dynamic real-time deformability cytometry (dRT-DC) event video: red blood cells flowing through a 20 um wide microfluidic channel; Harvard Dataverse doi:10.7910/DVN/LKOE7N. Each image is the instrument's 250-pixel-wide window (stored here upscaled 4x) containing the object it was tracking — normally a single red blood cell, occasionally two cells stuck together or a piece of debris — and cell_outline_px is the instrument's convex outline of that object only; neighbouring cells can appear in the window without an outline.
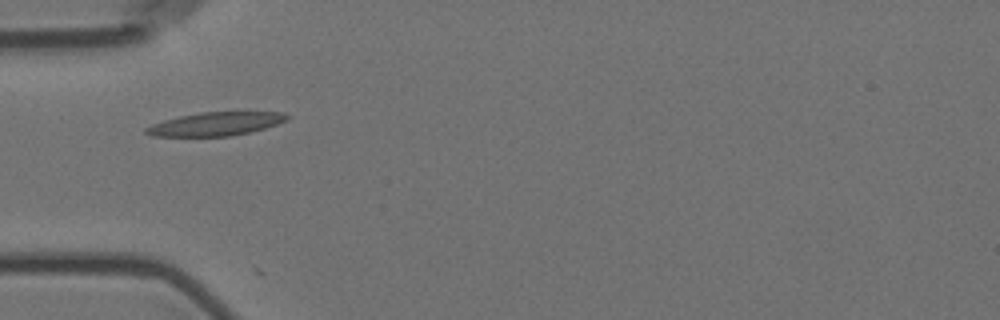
{"species": "Egyptian fruit bat (a non-hibernating species)", "species_latin": "Rousettus aegyptiacus", "temperature_condition": "room temperature", "stored_images_in_passage": 2, "camera_frame_rate_fps": 3000, "um_per_image_px": 0.085, "animal": {"sex": "female"}, "frame": {"image": 1, "passage_image": 1, "time_ms": 0.0, "image_size_px": [1000, 320], "cell_outline_px": [[288, 120], [264, 128], [232, 136], [152, 136], [144, 132], [144, 128], [152, 124], [164, 120], [180, 116], [200, 112], [284, 112], [288, 116]], "centroid_in_image_um": [18.3, 10.53], "position_along_channel_um": 66.7, "area_um2": 19.13}}
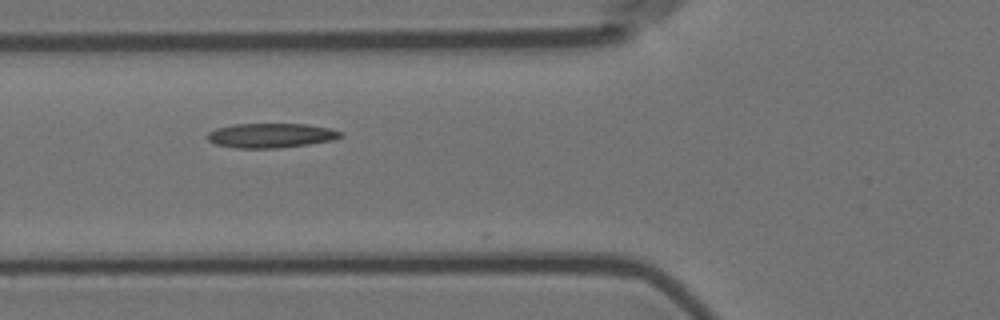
{"frame": {"image": 2, "passage_image": 2, "time_ms": 0.333, "image_size_px": [1000, 320], "cell_outline_px": [[344, 136], [332, 140], [308, 144], [276, 148], [236, 148], [216, 144], [208, 140], [208, 132], [216, 128], [232, 124], [304, 124], [332, 128], [344, 132]], "centroid_in_image_um": [23.06, 11.51], "position_along_channel_um": 102.7, "area_um2": 19.07}}